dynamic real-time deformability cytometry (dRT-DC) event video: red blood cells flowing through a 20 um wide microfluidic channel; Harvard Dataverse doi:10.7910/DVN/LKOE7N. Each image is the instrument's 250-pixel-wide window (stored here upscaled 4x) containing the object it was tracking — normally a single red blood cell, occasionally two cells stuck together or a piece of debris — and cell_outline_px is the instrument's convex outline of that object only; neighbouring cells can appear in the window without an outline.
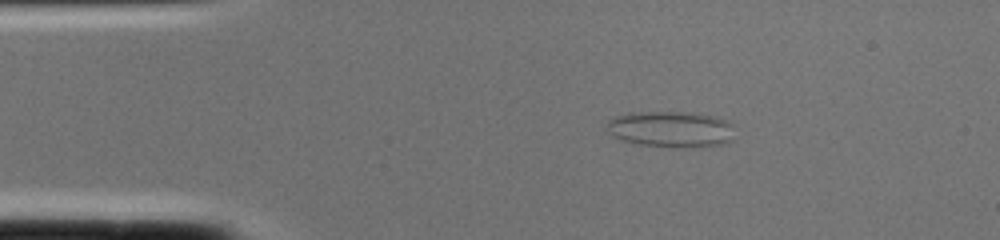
{"species": "common noctule bat (a hibernating species)", "species_latin": "Nyctalus noctula", "temperature_condition": "cold", "stored_images_in_passage": 1, "camera_frame_rate_fps": 3000, "um_per_image_px": 0.085, "animal": {"sex": "female", "body_mass_g": 22.0, "forearm_length_mm": 56.7}, "frame": {"image": 1, "passage_image": 1, "time_ms": 0.0, "image_size_px": [1000, 240], "cell_outline_px": [[732, 140], [724, 144], [684, 148], [640, 144], [620, 140], [612, 136], [608, 132], [608, 120], [612, 116], [628, 112], [688, 112], [716, 116], [728, 120], [732, 124]], "centroid_in_image_um": [57.01, 10.97], "position_along_channel_um": 28.0, "area_um2": 27.22}}